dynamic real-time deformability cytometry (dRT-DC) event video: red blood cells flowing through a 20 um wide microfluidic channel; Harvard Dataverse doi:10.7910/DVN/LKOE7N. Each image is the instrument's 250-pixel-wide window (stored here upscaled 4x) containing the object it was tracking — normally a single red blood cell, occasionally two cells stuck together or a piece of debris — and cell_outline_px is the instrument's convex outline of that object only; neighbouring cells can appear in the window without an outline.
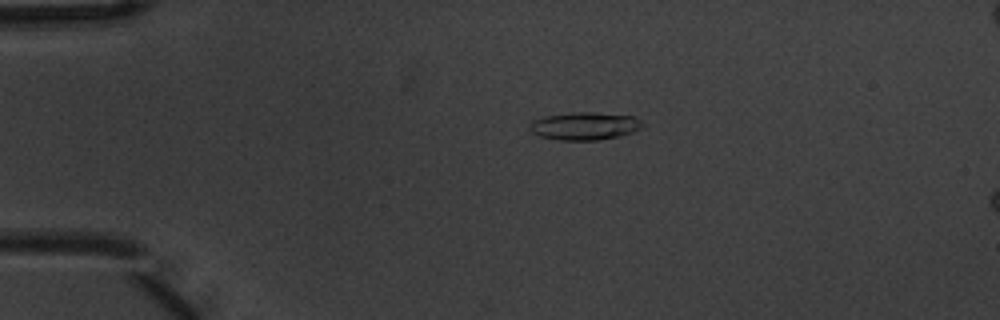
{"species": "common noctule bat (a hibernating species)", "species_latin": "Nyctalus noctula", "temperature_condition": "warm", "stored_images_in_passage": 4, "camera_frame_rate_fps": 3000, "um_per_image_px": 0.085, "animal": {"sex": "male", "body_mass_g": 20.1, "forearm_length_mm": 53.5}, "frame": {"image": 1, "passage_image": 2, "time_ms": 0.333, "image_size_px": [1000, 320], "cell_outline_px": [[644, 128], [620, 136], [596, 140], [560, 140], [540, 136], [532, 132], [532, 120], [544, 116], [572, 112], [592, 112], [636, 116], [644, 124]], "centroid_in_image_um": [49.76, 10.7], "position_along_channel_um": 35.2, "area_um2": 18.26}}